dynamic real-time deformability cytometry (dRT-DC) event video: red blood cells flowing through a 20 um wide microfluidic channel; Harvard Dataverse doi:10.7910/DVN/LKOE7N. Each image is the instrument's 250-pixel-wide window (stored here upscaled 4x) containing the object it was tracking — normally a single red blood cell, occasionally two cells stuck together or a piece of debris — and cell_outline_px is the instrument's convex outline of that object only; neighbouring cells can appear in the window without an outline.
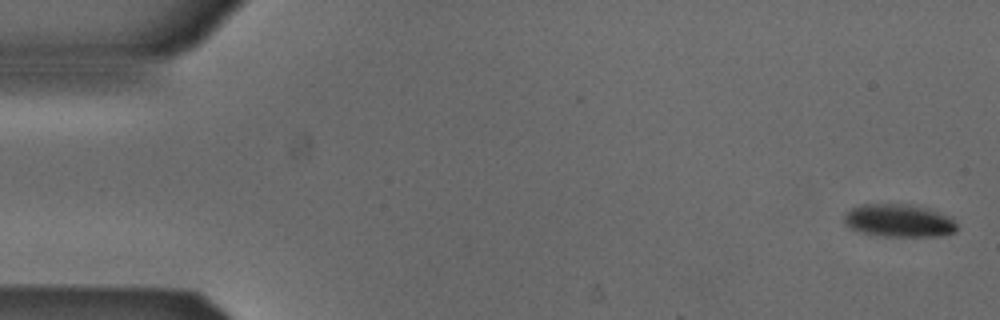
{"species": "Egyptian fruit bat (a non-hibernating species)", "species_latin": "Rousettus aegyptiacus", "temperature_condition": "cold", "stored_images_in_passage": 4, "camera_frame_rate_fps": 3000, "um_per_image_px": 0.085, "animal": {"sex": "male"}, "frame": {"image": 1, "passage_image": 1, "time_ms": 0.0, "image_size_px": [1000, 320], "cell_outline_px": [[956, 232], [936, 236], [884, 236], [864, 232], [852, 228], [844, 220], [844, 216], [852, 208], [860, 204], [908, 204], [928, 208], [952, 216], [956, 220]], "centroid_in_image_um": [76.48, 18.74], "position_along_channel_um": 8.5, "area_um2": 21.44}}